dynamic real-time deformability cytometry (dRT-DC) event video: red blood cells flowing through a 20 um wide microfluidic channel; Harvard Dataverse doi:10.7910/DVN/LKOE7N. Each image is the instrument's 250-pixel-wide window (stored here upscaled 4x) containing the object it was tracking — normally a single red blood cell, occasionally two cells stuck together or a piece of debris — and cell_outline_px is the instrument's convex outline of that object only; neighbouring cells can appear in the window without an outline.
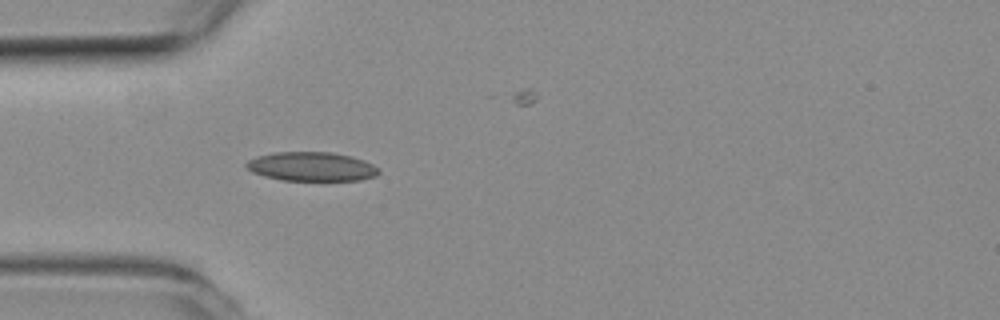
{"species": "common noctule bat (a hibernating species)", "species_latin": "Nyctalus noctula", "temperature_condition": "room temperature", "stored_images_in_passage": 26, "camera_frame_rate_fps": 3000, "um_per_image_px": 0.085, "animal": {"sex": "female", "body_mass_g": 19.3, "forearm_length_mm": 54.1}, "frame": {"image": 1, "passage_image": 1, "time_ms": 0.0, "image_size_px": [1000, 320], "cell_outline_px": [[380, 172], [376, 176], [360, 180], [280, 180], [264, 176], [252, 172], [244, 164], [248, 160], [256, 156], [272, 152], [332, 152], [352, 156], [364, 160], [380, 168]], "centroid_in_image_um": [26.49, 14.15], "position_along_channel_um": 58.5, "area_um2": 22.6}}
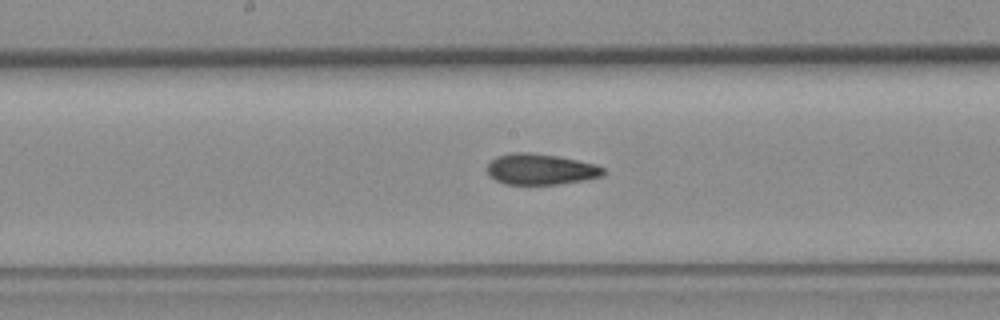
{"frame": {"image": 2, "passage_image": 12, "time_ms": 3.667, "image_size_px": [1000, 320], "cell_outline_px": [[604, 176], [584, 180], [560, 184], [504, 184], [488, 176], [488, 164], [496, 156], [512, 152], [528, 152], [556, 156], [596, 164], [604, 168]], "centroid_in_image_um": [45.95, 14.39], "position_along_channel_um": 202.3, "area_um2": 20.92}}
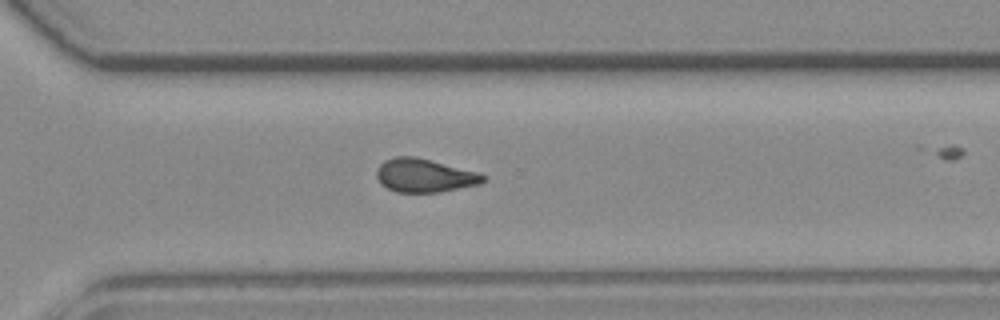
{"frame": {"image": 3, "passage_image": 22, "time_ms": 7.0, "image_size_px": [1000, 320], "cell_outline_px": [[488, 176], [480, 184], [440, 192], [396, 192], [380, 184], [376, 176], [376, 168], [384, 160], [396, 156], [416, 156], [476, 172]], "centroid_in_image_um": [36.04, 14.91], "position_along_channel_um": 334.6, "area_um2": 20.81}}